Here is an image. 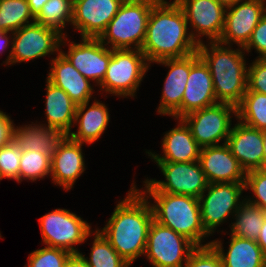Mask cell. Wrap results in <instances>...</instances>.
I'll return each instance as SVG.
<instances>
[{
    "label": "cell",
    "instance_id": "obj_27",
    "mask_svg": "<svg viewBox=\"0 0 266 267\" xmlns=\"http://www.w3.org/2000/svg\"><path fill=\"white\" fill-rule=\"evenodd\" d=\"M45 118L49 128L63 131L66 135L71 131L76 112V104L69 95L46 78Z\"/></svg>",
    "mask_w": 266,
    "mask_h": 267
},
{
    "label": "cell",
    "instance_id": "obj_15",
    "mask_svg": "<svg viewBox=\"0 0 266 267\" xmlns=\"http://www.w3.org/2000/svg\"><path fill=\"white\" fill-rule=\"evenodd\" d=\"M183 9L190 33L200 44L206 37L208 42L220 39L224 28L226 8L217 0H175ZM201 37V39H200Z\"/></svg>",
    "mask_w": 266,
    "mask_h": 267
},
{
    "label": "cell",
    "instance_id": "obj_10",
    "mask_svg": "<svg viewBox=\"0 0 266 267\" xmlns=\"http://www.w3.org/2000/svg\"><path fill=\"white\" fill-rule=\"evenodd\" d=\"M231 116L237 118V107L218 102L193 111L181 119L190 128L198 145L204 148L220 145L222 141L226 143L232 129Z\"/></svg>",
    "mask_w": 266,
    "mask_h": 267
},
{
    "label": "cell",
    "instance_id": "obj_28",
    "mask_svg": "<svg viewBox=\"0 0 266 267\" xmlns=\"http://www.w3.org/2000/svg\"><path fill=\"white\" fill-rule=\"evenodd\" d=\"M266 213L244 199L231 221L230 233L236 237L257 241Z\"/></svg>",
    "mask_w": 266,
    "mask_h": 267
},
{
    "label": "cell",
    "instance_id": "obj_37",
    "mask_svg": "<svg viewBox=\"0 0 266 267\" xmlns=\"http://www.w3.org/2000/svg\"><path fill=\"white\" fill-rule=\"evenodd\" d=\"M182 267H223L221 257L210 244L197 246Z\"/></svg>",
    "mask_w": 266,
    "mask_h": 267
},
{
    "label": "cell",
    "instance_id": "obj_29",
    "mask_svg": "<svg viewBox=\"0 0 266 267\" xmlns=\"http://www.w3.org/2000/svg\"><path fill=\"white\" fill-rule=\"evenodd\" d=\"M236 120L252 128L266 130V94L246 91L237 106Z\"/></svg>",
    "mask_w": 266,
    "mask_h": 267
},
{
    "label": "cell",
    "instance_id": "obj_43",
    "mask_svg": "<svg viewBox=\"0 0 266 267\" xmlns=\"http://www.w3.org/2000/svg\"><path fill=\"white\" fill-rule=\"evenodd\" d=\"M27 1L30 8V12L35 18L48 0H27Z\"/></svg>",
    "mask_w": 266,
    "mask_h": 267
},
{
    "label": "cell",
    "instance_id": "obj_4",
    "mask_svg": "<svg viewBox=\"0 0 266 267\" xmlns=\"http://www.w3.org/2000/svg\"><path fill=\"white\" fill-rule=\"evenodd\" d=\"M145 198L153 199L150 203L153 219L187 237L196 246H207L211 241L204 238L210 235L205 231L201 221L199 199L187 195L164 192H141ZM205 242L206 244H203Z\"/></svg>",
    "mask_w": 266,
    "mask_h": 267
},
{
    "label": "cell",
    "instance_id": "obj_13",
    "mask_svg": "<svg viewBox=\"0 0 266 267\" xmlns=\"http://www.w3.org/2000/svg\"><path fill=\"white\" fill-rule=\"evenodd\" d=\"M68 42V51L60 52L88 80L99 86L106 74L112 49L104 45L99 38L81 37L80 43L70 42L66 36L62 38L61 46Z\"/></svg>",
    "mask_w": 266,
    "mask_h": 267
},
{
    "label": "cell",
    "instance_id": "obj_18",
    "mask_svg": "<svg viewBox=\"0 0 266 267\" xmlns=\"http://www.w3.org/2000/svg\"><path fill=\"white\" fill-rule=\"evenodd\" d=\"M199 163L208 183H245L246 172L226 143L201 148Z\"/></svg>",
    "mask_w": 266,
    "mask_h": 267
},
{
    "label": "cell",
    "instance_id": "obj_5",
    "mask_svg": "<svg viewBox=\"0 0 266 267\" xmlns=\"http://www.w3.org/2000/svg\"><path fill=\"white\" fill-rule=\"evenodd\" d=\"M158 0H124L99 37L110 49H139L144 43L148 17Z\"/></svg>",
    "mask_w": 266,
    "mask_h": 267
},
{
    "label": "cell",
    "instance_id": "obj_26",
    "mask_svg": "<svg viewBox=\"0 0 266 267\" xmlns=\"http://www.w3.org/2000/svg\"><path fill=\"white\" fill-rule=\"evenodd\" d=\"M16 126L13 124L12 139L22 151L31 150L51 155L67 136L63 131L49 128L41 123Z\"/></svg>",
    "mask_w": 266,
    "mask_h": 267
},
{
    "label": "cell",
    "instance_id": "obj_1",
    "mask_svg": "<svg viewBox=\"0 0 266 267\" xmlns=\"http://www.w3.org/2000/svg\"><path fill=\"white\" fill-rule=\"evenodd\" d=\"M151 200L137 189L133 180L127 196L117 203L102 229L97 228L117 253L130 265L144 256L153 221Z\"/></svg>",
    "mask_w": 266,
    "mask_h": 267
},
{
    "label": "cell",
    "instance_id": "obj_42",
    "mask_svg": "<svg viewBox=\"0 0 266 267\" xmlns=\"http://www.w3.org/2000/svg\"><path fill=\"white\" fill-rule=\"evenodd\" d=\"M63 267H90L80 253H71Z\"/></svg>",
    "mask_w": 266,
    "mask_h": 267
},
{
    "label": "cell",
    "instance_id": "obj_44",
    "mask_svg": "<svg viewBox=\"0 0 266 267\" xmlns=\"http://www.w3.org/2000/svg\"><path fill=\"white\" fill-rule=\"evenodd\" d=\"M257 243L260 246L263 254L266 256V218L264 219V223L261 227Z\"/></svg>",
    "mask_w": 266,
    "mask_h": 267
},
{
    "label": "cell",
    "instance_id": "obj_39",
    "mask_svg": "<svg viewBox=\"0 0 266 267\" xmlns=\"http://www.w3.org/2000/svg\"><path fill=\"white\" fill-rule=\"evenodd\" d=\"M243 49L247 53L251 52V49H255V52L259 54L256 58H266V13L261 17L253 30L249 42Z\"/></svg>",
    "mask_w": 266,
    "mask_h": 267
},
{
    "label": "cell",
    "instance_id": "obj_46",
    "mask_svg": "<svg viewBox=\"0 0 266 267\" xmlns=\"http://www.w3.org/2000/svg\"><path fill=\"white\" fill-rule=\"evenodd\" d=\"M221 5H223L225 8H228L230 6H233L237 4L238 2L244 1V0H217Z\"/></svg>",
    "mask_w": 266,
    "mask_h": 267
},
{
    "label": "cell",
    "instance_id": "obj_40",
    "mask_svg": "<svg viewBox=\"0 0 266 267\" xmlns=\"http://www.w3.org/2000/svg\"><path fill=\"white\" fill-rule=\"evenodd\" d=\"M13 120L5 112L0 110V147L12 139Z\"/></svg>",
    "mask_w": 266,
    "mask_h": 267
},
{
    "label": "cell",
    "instance_id": "obj_41",
    "mask_svg": "<svg viewBox=\"0 0 266 267\" xmlns=\"http://www.w3.org/2000/svg\"><path fill=\"white\" fill-rule=\"evenodd\" d=\"M8 34H11V35H9L8 37ZM12 38H13V33L0 30V53L1 55L3 52H5L4 50L10 48L9 55L7 56V58H5L6 60L3 61L5 66L10 65V56H11L12 47H9V46H12L10 45L12 44V40H11Z\"/></svg>",
    "mask_w": 266,
    "mask_h": 267
},
{
    "label": "cell",
    "instance_id": "obj_3",
    "mask_svg": "<svg viewBox=\"0 0 266 267\" xmlns=\"http://www.w3.org/2000/svg\"><path fill=\"white\" fill-rule=\"evenodd\" d=\"M197 53L211 73L217 102L237 107L247 91L248 63L244 49L204 41Z\"/></svg>",
    "mask_w": 266,
    "mask_h": 267
},
{
    "label": "cell",
    "instance_id": "obj_17",
    "mask_svg": "<svg viewBox=\"0 0 266 267\" xmlns=\"http://www.w3.org/2000/svg\"><path fill=\"white\" fill-rule=\"evenodd\" d=\"M124 0H73L71 25L81 37L99 38Z\"/></svg>",
    "mask_w": 266,
    "mask_h": 267
},
{
    "label": "cell",
    "instance_id": "obj_32",
    "mask_svg": "<svg viewBox=\"0 0 266 267\" xmlns=\"http://www.w3.org/2000/svg\"><path fill=\"white\" fill-rule=\"evenodd\" d=\"M94 240L92 242L89 258L85 257L82 252L80 253L90 267H130L127 263L111 246L110 242L105 236L96 229L93 231Z\"/></svg>",
    "mask_w": 266,
    "mask_h": 267
},
{
    "label": "cell",
    "instance_id": "obj_11",
    "mask_svg": "<svg viewBox=\"0 0 266 267\" xmlns=\"http://www.w3.org/2000/svg\"><path fill=\"white\" fill-rule=\"evenodd\" d=\"M196 247L187 237L153 219L144 256L152 267H182Z\"/></svg>",
    "mask_w": 266,
    "mask_h": 267
},
{
    "label": "cell",
    "instance_id": "obj_21",
    "mask_svg": "<svg viewBox=\"0 0 266 267\" xmlns=\"http://www.w3.org/2000/svg\"><path fill=\"white\" fill-rule=\"evenodd\" d=\"M49 63L51 65L47 79L51 83L64 90L76 105L90 102L95 92L94 86L61 52Z\"/></svg>",
    "mask_w": 266,
    "mask_h": 267
},
{
    "label": "cell",
    "instance_id": "obj_7",
    "mask_svg": "<svg viewBox=\"0 0 266 267\" xmlns=\"http://www.w3.org/2000/svg\"><path fill=\"white\" fill-rule=\"evenodd\" d=\"M165 180L145 179L140 192H164L198 198L206 190L208 180L199 161L194 162H154Z\"/></svg>",
    "mask_w": 266,
    "mask_h": 267
},
{
    "label": "cell",
    "instance_id": "obj_16",
    "mask_svg": "<svg viewBox=\"0 0 266 267\" xmlns=\"http://www.w3.org/2000/svg\"><path fill=\"white\" fill-rule=\"evenodd\" d=\"M197 52L181 58H168L155 62L169 68L157 113L181 119V103L191 66L199 59Z\"/></svg>",
    "mask_w": 266,
    "mask_h": 267
},
{
    "label": "cell",
    "instance_id": "obj_6",
    "mask_svg": "<svg viewBox=\"0 0 266 267\" xmlns=\"http://www.w3.org/2000/svg\"><path fill=\"white\" fill-rule=\"evenodd\" d=\"M150 64L139 49H112V56L102 83L100 93L118 97H134L141 86Z\"/></svg>",
    "mask_w": 266,
    "mask_h": 267
},
{
    "label": "cell",
    "instance_id": "obj_38",
    "mask_svg": "<svg viewBox=\"0 0 266 267\" xmlns=\"http://www.w3.org/2000/svg\"><path fill=\"white\" fill-rule=\"evenodd\" d=\"M247 91L266 94V58H255L248 66Z\"/></svg>",
    "mask_w": 266,
    "mask_h": 267
},
{
    "label": "cell",
    "instance_id": "obj_2",
    "mask_svg": "<svg viewBox=\"0 0 266 267\" xmlns=\"http://www.w3.org/2000/svg\"><path fill=\"white\" fill-rule=\"evenodd\" d=\"M199 44L192 37L181 6L174 0H158L148 17L141 51L151 63L181 58L197 52Z\"/></svg>",
    "mask_w": 266,
    "mask_h": 267
},
{
    "label": "cell",
    "instance_id": "obj_35",
    "mask_svg": "<svg viewBox=\"0 0 266 267\" xmlns=\"http://www.w3.org/2000/svg\"><path fill=\"white\" fill-rule=\"evenodd\" d=\"M71 253L61 248L45 246L32 251L24 267H63Z\"/></svg>",
    "mask_w": 266,
    "mask_h": 267
},
{
    "label": "cell",
    "instance_id": "obj_12",
    "mask_svg": "<svg viewBox=\"0 0 266 267\" xmlns=\"http://www.w3.org/2000/svg\"><path fill=\"white\" fill-rule=\"evenodd\" d=\"M63 37L58 31L37 22L23 26L13 32L10 65L57 55Z\"/></svg>",
    "mask_w": 266,
    "mask_h": 267
},
{
    "label": "cell",
    "instance_id": "obj_36",
    "mask_svg": "<svg viewBox=\"0 0 266 267\" xmlns=\"http://www.w3.org/2000/svg\"><path fill=\"white\" fill-rule=\"evenodd\" d=\"M245 190L252 191L253 195L252 198L247 195L245 199L266 212V171L255 169L246 172Z\"/></svg>",
    "mask_w": 266,
    "mask_h": 267
},
{
    "label": "cell",
    "instance_id": "obj_20",
    "mask_svg": "<svg viewBox=\"0 0 266 267\" xmlns=\"http://www.w3.org/2000/svg\"><path fill=\"white\" fill-rule=\"evenodd\" d=\"M238 122L232 126L226 141L231 154L239 161L245 172L262 169V131Z\"/></svg>",
    "mask_w": 266,
    "mask_h": 267
},
{
    "label": "cell",
    "instance_id": "obj_14",
    "mask_svg": "<svg viewBox=\"0 0 266 267\" xmlns=\"http://www.w3.org/2000/svg\"><path fill=\"white\" fill-rule=\"evenodd\" d=\"M265 13L266 0H244L226 8L224 28L217 42L244 48Z\"/></svg>",
    "mask_w": 266,
    "mask_h": 267
},
{
    "label": "cell",
    "instance_id": "obj_30",
    "mask_svg": "<svg viewBox=\"0 0 266 267\" xmlns=\"http://www.w3.org/2000/svg\"><path fill=\"white\" fill-rule=\"evenodd\" d=\"M72 18L73 0H48L35 17V22L67 36L63 30L66 24L71 25Z\"/></svg>",
    "mask_w": 266,
    "mask_h": 267
},
{
    "label": "cell",
    "instance_id": "obj_25",
    "mask_svg": "<svg viewBox=\"0 0 266 267\" xmlns=\"http://www.w3.org/2000/svg\"><path fill=\"white\" fill-rule=\"evenodd\" d=\"M230 235V242L225 252L222 240L215 239L211 245L219 253L223 267H266V256L257 241Z\"/></svg>",
    "mask_w": 266,
    "mask_h": 267
},
{
    "label": "cell",
    "instance_id": "obj_31",
    "mask_svg": "<svg viewBox=\"0 0 266 267\" xmlns=\"http://www.w3.org/2000/svg\"><path fill=\"white\" fill-rule=\"evenodd\" d=\"M33 22L27 0H0V30L13 33Z\"/></svg>",
    "mask_w": 266,
    "mask_h": 267
},
{
    "label": "cell",
    "instance_id": "obj_24",
    "mask_svg": "<svg viewBox=\"0 0 266 267\" xmlns=\"http://www.w3.org/2000/svg\"><path fill=\"white\" fill-rule=\"evenodd\" d=\"M110 122L108 107L94 98L91 105L89 102L76 106L74 125L77 131H70L68 137L73 141L93 144L98 141Z\"/></svg>",
    "mask_w": 266,
    "mask_h": 267
},
{
    "label": "cell",
    "instance_id": "obj_22",
    "mask_svg": "<svg viewBox=\"0 0 266 267\" xmlns=\"http://www.w3.org/2000/svg\"><path fill=\"white\" fill-rule=\"evenodd\" d=\"M177 127L165 132L161 141L163 154L150 150L146 154L153 162H194L199 161L201 147L195 141L190 128L182 119H177ZM156 153V154H155Z\"/></svg>",
    "mask_w": 266,
    "mask_h": 267
},
{
    "label": "cell",
    "instance_id": "obj_45",
    "mask_svg": "<svg viewBox=\"0 0 266 267\" xmlns=\"http://www.w3.org/2000/svg\"><path fill=\"white\" fill-rule=\"evenodd\" d=\"M262 141H263L262 170L266 171V130H262Z\"/></svg>",
    "mask_w": 266,
    "mask_h": 267
},
{
    "label": "cell",
    "instance_id": "obj_19",
    "mask_svg": "<svg viewBox=\"0 0 266 267\" xmlns=\"http://www.w3.org/2000/svg\"><path fill=\"white\" fill-rule=\"evenodd\" d=\"M83 145L66 136L51 156L50 178L53 184L63 187L65 191L73 188L86 169Z\"/></svg>",
    "mask_w": 266,
    "mask_h": 267
},
{
    "label": "cell",
    "instance_id": "obj_23",
    "mask_svg": "<svg viewBox=\"0 0 266 267\" xmlns=\"http://www.w3.org/2000/svg\"><path fill=\"white\" fill-rule=\"evenodd\" d=\"M216 103L211 73L205 62L199 58L190 68L181 103V118Z\"/></svg>",
    "mask_w": 266,
    "mask_h": 267
},
{
    "label": "cell",
    "instance_id": "obj_33",
    "mask_svg": "<svg viewBox=\"0 0 266 267\" xmlns=\"http://www.w3.org/2000/svg\"><path fill=\"white\" fill-rule=\"evenodd\" d=\"M19 168V183L22 180L31 182L44 179L51 174V155L25 150L21 153Z\"/></svg>",
    "mask_w": 266,
    "mask_h": 267
},
{
    "label": "cell",
    "instance_id": "obj_34",
    "mask_svg": "<svg viewBox=\"0 0 266 267\" xmlns=\"http://www.w3.org/2000/svg\"><path fill=\"white\" fill-rule=\"evenodd\" d=\"M22 150L18 144L11 139L0 147V178H9L19 183V168Z\"/></svg>",
    "mask_w": 266,
    "mask_h": 267
},
{
    "label": "cell",
    "instance_id": "obj_8",
    "mask_svg": "<svg viewBox=\"0 0 266 267\" xmlns=\"http://www.w3.org/2000/svg\"><path fill=\"white\" fill-rule=\"evenodd\" d=\"M42 242L49 247L80 253L75 246L92 236V226L76 213L57 208L39 218Z\"/></svg>",
    "mask_w": 266,
    "mask_h": 267
},
{
    "label": "cell",
    "instance_id": "obj_9",
    "mask_svg": "<svg viewBox=\"0 0 266 267\" xmlns=\"http://www.w3.org/2000/svg\"><path fill=\"white\" fill-rule=\"evenodd\" d=\"M243 191H245V183L208 184L199 197V206L203 228L210 236H213L222 223L228 221V217L233 218L245 199L241 196Z\"/></svg>",
    "mask_w": 266,
    "mask_h": 267
}]
</instances>
